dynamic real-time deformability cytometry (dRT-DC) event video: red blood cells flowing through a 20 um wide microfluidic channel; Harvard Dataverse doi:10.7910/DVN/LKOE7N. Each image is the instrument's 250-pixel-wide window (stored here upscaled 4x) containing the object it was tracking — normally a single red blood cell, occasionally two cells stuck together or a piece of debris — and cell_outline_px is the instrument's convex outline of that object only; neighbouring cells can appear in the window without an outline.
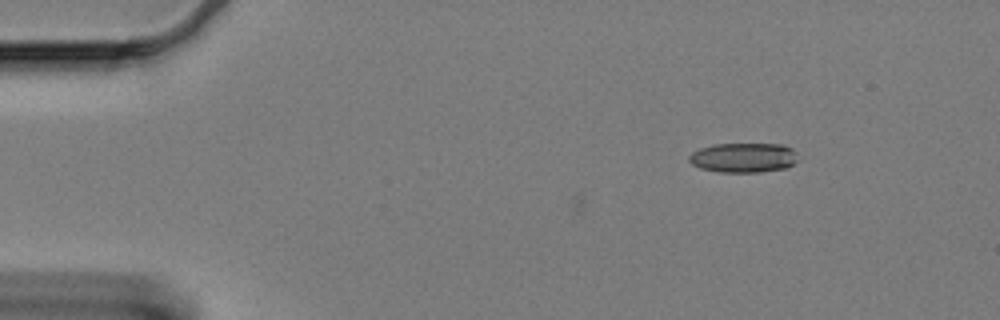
{"species": "Egyptian fruit bat (a non-hibernating species)", "species_latin": "Rousettus aegyptiacus", "temperature_condition": "cold", "stored_images_in_passage": 2, "camera_frame_rate_fps": 3000, "um_per_image_px": 0.085, "animal": {"sex": "female"}, "frame": {"image": 1, "passage_image": 2, "time_ms": 0.333, "image_size_px": [1000, 320], "cell_outline_px": [[796, 160], [788, 168], [760, 172], [720, 172], [700, 168], [692, 164], [688, 160], [688, 156], [692, 152], [700, 148], [712, 144], [784, 144], [792, 148], [796, 152]], "centroid_in_image_um": [63.19, 13.4], "position_along_channel_um": 21.8, "area_um2": 18.96}}